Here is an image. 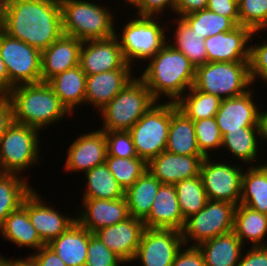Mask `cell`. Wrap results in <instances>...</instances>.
<instances>
[{"label":"cell","instance_id":"obj_14","mask_svg":"<svg viewBox=\"0 0 267 266\" xmlns=\"http://www.w3.org/2000/svg\"><path fill=\"white\" fill-rule=\"evenodd\" d=\"M79 66L86 75L115 69H133L125 60L116 35L106 39L83 41Z\"/></svg>","mask_w":267,"mask_h":266},{"label":"cell","instance_id":"obj_30","mask_svg":"<svg viewBox=\"0 0 267 266\" xmlns=\"http://www.w3.org/2000/svg\"><path fill=\"white\" fill-rule=\"evenodd\" d=\"M233 232L244 244L253 243L251 246H267V215L252 210L243 204H238L234 212Z\"/></svg>","mask_w":267,"mask_h":266},{"label":"cell","instance_id":"obj_12","mask_svg":"<svg viewBox=\"0 0 267 266\" xmlns=\"http://www.w3.org/2000/svg\"><path fill=\"white\" fill-rule=\"evenodd\" d=\"M210 157L203 159L200 169L207 199L227 201L237 206L241 197L242 166L224 161L214 163Z\"/></svg>","mask_w":267,"mask_h":266},{"label":"cell","instance_id":"obj_5","mask_svg":"<svg viewBox=\"0 0 267 266\" xmlns=\"http://www.w3.org/2000/svg\"><path fill=\"white\" fill-rule=\"evenodd\" d=\"M157 101L139 78L130 81L99 112L103 131H129Z\"/></svg>","mask_w":267,"mask_h":266},{"label":"cell","instance_id":"obj_44","mask_svg":"<svg viewBox=\"0 0 267 266\" xmlns=\"http://www.w3.org/2000/svg\"><path fill=\"white\" fill-rule=\"evenodd\" d=\"M107 156L119 158L138 157L129 131H105Z\"/></svg>","mask_w":267,"mask_h":266},{"label":"cell","instance_id":"obj_26","mask_svg":"<svg viewBox=\"0 0 267 266\" xmlns=\"http://www.w3.org/2000/svg\"><path fill=\"white\" fill-rule=\"evenodd\" d=\"M165 151L176 155H203L196 142L194 122L171 102V123Z\"/></svg>","mask_w":267,"mask_h":266},{"label":"cell","instance_id":"obj_10","mask_svg":"<svg viewBox=\"0 0 267 266\" xmlns=\"http://www.w3.org/2000/svg\"><path fill=\"white\" fill-rule=\"evenodd\" d=\"M236 205L227 201L207 200L204 208L185 220L182 229L184 246H198L204 241L233 231ZM195 242V243H194Z\"/></svg>","mask_w":267,"mask_h":266},{"label":"cell","instance_id":"obj_11","mask_svg":"<svg viewBox=\"0 0 267 266\" xmlns=\"http://www.w3.org/2000/svg\"><path fill=\"white\" fill-rule=\"evenodd\" d=\"M0 57L14 86L42 82L41 51L9 36L1 28Z\"/></svg>","mask_w":267,"mask_h":266},{"label":"cell","instance_id":"obj_43","mask_svg":"<svg viewBox=\"0 0 267 266\" xmlns=\"http://www.w3.org/2000/svg\"><path fill=\"white\" fill-rule=\"evenodd\" d=\"M125 263L94 234L89 239L85 266H120Z\"/></svg>","mask_w":267,"mask_h":266},{"label":"cell","instance_id":"obj_27","mask_svg":"<svg viewBox=\"0 0 267 266\" xmlns=\"http://www.w3.org/2000/svg\"><path fill=\"white\" fill-rule=\"evenodd\" d=\"M243 243L233 231L199 244L206 266H237L243 254Z\"/></svg>","mask_w":267,"mask_h":266},{"label":"cell","instance_id":"obj_8","mask_svg":"<svg viewBox=\"0 0 267 266\" xmlns=\"http://www.w3.org/2000/svg\"><path fill=\"white\" fill-rule=\"evenodd\" d=\"M40 131L14 122L0 139V173L23 174L40 159ZM33 164V166H32Z\"/></svg>","mask_w":267,"mask_h":266},{"label":"cell","instance_id":"obj_17","mask_svg":"<svg viewBox=\"0 0 267 266\" xmlns=\"http://www.w3.org/2000/svg\"><path fill=\"white\" fill-rule=\"evenodd\" d=\"M67 151L64 165L66 172H86L104 164L107 156L105 131L98 129L82 133L72 142Z\"/></svg>","mask_w":267,"mask_h":266},{"label":"cell","instance_id":"obj_13","mask_svg":"<svg viewBox=\"0 0 267 266\" xmlns=\"http://www.w3.org/2000/svg\"><path fill=\"white\" fill-rule=\"evenodd\" d=\"M182 247L185 248L181 231L145 228L133 262L138 260L142 266H171Z\"/></svg>","mask_w":267,"mask_h":266},{"label":"cell","instance_id":"obj_51","mask_svg":"<svg viewBox=\"0 0 267 266\" xmlns=\"http://www.w3.org/2000/svg\"><path fill=\"white\" fill-rule=\"evenodd\" d=\"M37 266H67L64 261L47 245L30 256Z\"/></svg>","mask_w":267,"mask_h":266},{"label":"cell","instance_id":"obj_58","mask_svg":"<svg viewBox=\"0 0 267 266\" xmlns=\"http://www.w3.org/2000/svg\"><path fill=\"white\" fill-rule=\"evenodd\" d=\"M6 0H0V9L5 5Z\"/></svg>","mask_w":267,"mask_h":266},{"label":"cell","instance_id":"obj_16","mask_svg":"<svg viewBox=\"0 0 267 266\" xmlns=\"http://www.w3.org/2000/svg\"><path fill=\"white\" fill-rule=\"evenodd\" d=\"M35 189L24 199L22 205L27 209L29 220L45 245L65 232L75 221L76 217L66 216L58 209L48 206L42 201L41 195Z\"/></svg>","mask_w":267,"mask_h":266},{"label":"cell","instance_id":"obj_54","mask_svg":"<svg viewBox=\"0 0 267 266\" xmlns=\"http://www.w3.org/2000/svg\"><path fill=\"white\" fill-rule=\"evenodd\" d=\"M8 266H37L35 261L30 257V255L28 257H26V259H22L20 257V259H9V264Z\"/></svg>","mask_w":267,"mask_h":266},{"label":"cell","instance_id":"obj_32","mask_svg":"<svg viewBox=\"0 0 267 266\" xmlns=\"http://www.w3.org/2000/svg\"><path fill=\"white\" fill-rule=\"evenodd\" d=\"M239 204L267 215V171L262 164L244 170Z\"/></svg>","mask_w":267,"mask_h":266},{"label":"cell","instance_id":"obj_33","mask_svg":"<svg viewBox=\"0 0 267 266\" xmlns=\"http://www.w3.org/2000/svg\"><path fill=\"white\" fill-rule=\"evenodd\" d=\"M259 136V137H258ZM260 127H241V130L228 131L222 136V149L226 147L234 158L253 166V161H257L258 138L260 137Z\"/></svg>","mask_w":267,"mask_h":266},{"label":"cell","instance_id":"obj_46","mask_svg":"<svg viewBox=\"0 0 267 266\" xmlns=\"http://www.w3.org/2000/svg\"><path fill=\"white\" fill-rule=\"evenodd\" d=\"M175 4L176 0H138L134 6L139 16L157 17L166 8L175 12Z\"/></svg>","mask_w":267,"mask_h":266},{"label":"cell","instance_id":"obj_55","mask_svg":"<svg viewBox=\"0 0 267 266\" xmlns=\"http://www.w3.org/2000/svg\"><path fill=\"white\" fill-rule=\"evenodd\" d=\"M260 134H261V139H265L267 141V112L266 111H261L260 112Z\"/></svg>","mask_w":267,"mask_h":266},{"label":"cell","instance_id":"obj_21","mask_svg":"<svg viewBox=\"0 0 267 266\" xmlns=\"http://www.w3.org/2000/svg\"><path fill=\"white\" fill-rule=\"evenodd\" d=\"M204 158V155L186 156L163 151L147 163V170L161 184L175 185L179 181L200 175Z\"/></svg>","mask_w":267,"mask_h":266},{"label":"cell","instance_id":"obj_39","mask_svg":"<svg viewBox=\"0 0 267 266\" xmlns=\"http://www.w3.org/2000/svg\"><path fill=\"white\" fill-rule=\"evenodd\" d=\"M181 18L204 39L221 32H229L238 26L232 18L221 16L207 8Z\"/></svg>","mask_w":267,"mask_h":266},{"label":"cell","instance_id":"obj_47","mask_svg":"<svg viewBox=\"0 0 267 266\" xmlns=\"http://www.w3.org/2000/svg\"><path fill=\"white\" fill-rule=\"evenodd\" d=\"M175 256L171 266H206L203 255L197 246H184Z\"/></svg>","mask_w":267,"mask_h":266},{"label":"cell","instance_id":"obj_2","mask_svg":"<svg viewBox=\"0 0 267 266\" xmlns=\"http://www.w3.org/2000/svg\"><path fill=\"white\" fill-rule=\"evenodd\" d=\"M140 79L159 102L161 95L176 103L194 84L195 66L167 42L152 58Z\"/></svg>","mask_w":267,"mask_h":266},{"label":"cell","instance_id":"obj_49","mask_svg":"<svg viewBox=\"0 0 267 266\" xmlns=\"http://www.w3.org/2000/svg\"><path fill=\"white\" fill-rule=\"evenodd\" d=\"M237 266H267V246H251Z\"/></svg>","mask_w":267,"mask_h":266},{"label":"cell","instance_id":"obj_48","mask_svg":"<svg viewBox=\"0 0 267 266\" xmlns=\"http://www.w3.org/2000/svg\"><path fill=\"white\" fill-rule=\"evenodd\" d=\"M207 9L221 16L232 18L240 25L238 0H208Z\"/></svg>","mask_w":267,"mask_h":266},{"label":"cell","instance_id":"obj_45","mask_svg":"<svg viewBox=\"0 0 267 266\" xmlns=\"http://www.w3.org/2000/svg\"><path fill=\"white\" fill-rule=\"evenodd\" d=\"M249 68L252 85L258 78L267 82V40L263 44H250Z\"/></svg>","mask_w":267,"mask_h":266},{"label":"cell","instance_id":"obj_7","mask_svg":"<svg viewBox=\"0 0 267 266\" xmlns=\"http://www.w3.org/2000/svg\"><path fill=\"white\" fill-rule=\"evenodd\" d=\"M161 18L138 15L136 19L133 18L125 24L121 36L115 31L123 56L129 65H135V59L149 60L168 42L165 32L170 26L165 24L162 27L159 23Z\"/></svg>","mask_w":267,"mask_h":266},{"label":"cell","instance_id":"obj_35","mask_svg":"<svg viewBox=\"0 0 267 266\" xmlns=\"http://www.w3.org/2000/svg\"><path fill=\"white\" fill-rule=\"evenodd\" d=\"M17 174L0 173V228L5 218L17 210L32 192L26 178Z\"/></svg>","mask_w":267,"mask_h":266},{"label":"cell","instance_id":"obj_56","mask_svg":"<svg viewBox=\"0 0 267 266\" xmlns=\"http://www.w3.org/2000/svg\"><path fill=\"white\" fill-rule=\"evenodd\" d=\"M0 255V266H8L9 258Z\"/></svg>","mask_w":267,"mask_h":266},{"label":"cell","instance_id":"obj_37","mask_svg":"<svg viewBox=\"0 0 267 266\" xmlns=\"http://www.w3.org/2000/svg\"><path fill=\"white\" fill-rule=\"evenodd\" d=\"M222 99L213 94L201 92L193 86L176 102L177 107L193 121L214 117Z\"/></svg>","mask_w":267,"mask_h":266},{"label":"cell","instance_id":"obj_1","mask_svg":"<svg viewBox=\"0 0 267 266\" xmlns=\"http://www.w3.org/2000/svg\"><path fill=\"white\" fill-rule=\"evenodd\" d=\"M0 28L42 52L63 35L60 0H8Z\"/></svg>","mask_w":267,"mask_h":266},{"label":"cell","instance_id":"obj_3","mask_svg":"<svg viewBox=\"0 0 267 266\" xmlns=\"http://www.w3.org/2000/svg\"><path fill=\"white\" fill-rule=\"evenodd\" d=\"M8 96L14 108V122L39 131L72 115L47 82L14 86Z\"/></svg>","mask_w":267,"mask_h":266},{"label":"cell","instance_id":"obj_29","mask_svg":"<svg viewBox=\"0 0 267 266\" xmlns=\"http://www.w3.org/2000/svg\"><path fill=\"white\" fill-rule=\"evenodd\" d=\"M0 234L20 248L25 246L38 251L45 246L36 228L31 224L28 211L23 205L5 218L4 224L0 228Z\"/></svg>","mask_w":267,"mask_h":266},{"label":"cell","instance_id":"obj_34","mask_svg":"<svg viewBox=\"0 0 267 266\" xmlns=\"http://www.w3.org/2000/svg\"><path fill=\"white\" fill-rule=\"evenodd\" d=\"M86 191L83 198L114 200L125 197V191L113 177L106 163L84 173Z\"/></svg>","mask_w":267,"mask_h":266},{"label":"cell","instance_id":"obj_6","mask_svg":"<svg viewBox=\"0 0 267 266\" xmlns=\"http://www.w3.org/2000/svg\"><path fill=\"white\" fill-rule=\"evenodd\" d=\"M250 86L249 61L206 62L196 67L193 87L222 100L243 95Z\"/></svg>","mask_w":267,"mask_h":266},{"label":"cell","instance_id":"obj_25","mask_svg":"<svg viewBox=\"0 0 267 266\" xmlns=\"http://www.w3.org/2000/svg\"><path fill=\"white\" fill-rule=\"evenodd\" d=\"M92 234L75 221L65 232L52 240L47 246L67 266H85L89 239Z\"/></svg>","mask_w":267,"mask_h":266},{"label":"cell","instance_id":"obj_31","mask_svg":"<svg viewBox=\"0 0 267 266\" xmlns=\"http://www.w3.org/2000/svg\"><path fill=\"white\" fill-rule=\"evenodd\" d=\"M161 182L148 170L125 191L129 215L144 220L150 213Z\"/></svg>","mask_w":267,"mask_h":266},{"label":"cell","instance_id":"obj_23","mask_svg":"<svg viewBox=\"0 0 267 266\" xmlns=\"http://www.w3.org/2000/svg\"><path fill=\"white\" fill-rule=\"evenodd\" d=\"M145 228L182 231L185 220L181 213L175 185L162 184L149 215L143 220Z\"/></svg>","mask_w":267,"mask_h":266},{"label":"cell","instance_id":"obj_22","mask_svg":"<svg viewBox=\"0 0 267 266\" xmlns=\"http://www.w3.org/2000/svg\"><path fill=\"white\" fill-rule=\"evenodd\" d=\"M82 41L63 34L41 52V78L48 82L54 76L79 65Z\"/></svg>","mask_w":267,"mask_h":266},{"label":"cell","instance_id":"obj_40","mask_svg":"<svg viewBox=\"0 0 267 266\" xmlns=\"http://www.w3.org/2000/svg\"><path fill=\"white\" fill-rule=\"evenodd\" d=\"M105 163L124 191L130 188L147 171V162L139 157L106 156Z\"/></svg>","mask_w":267,"mask_h":266},{"label":"cell","instance_id":"obj_38","mask_svg":"<svg viewBox=\"0 0 267 266\" xmlns=\"http://www.w3.org/2000/svg\"><path fill=\"white\" fill-rule=\"evenodd\" d=\"M175 188L184 220L204 208L208 199L200 175L177 182Z\"/></svg>","mask_w":267,"mask_h":266},{"label":"cell","instance_id":"obj_57","mask_svg":"<svg viewBox=\"0 0 267 266\" xmlns=\"http://www.w3.org/2000/svg\"><path fill=\"white\" fill-rule=\"evenodd\" d=\"M137 1L138 0H125V4L129 3V4H132L134 6Z\"/></svg>","mask_w":267,"mask_h":266},{"label":"cell","instance_id":"obj_24","mask_svg":"<svg viewBox=\"0 0 267 266\" xmlns=\"http://www.w3.org/2000/svg\"><path fill=\"white\" fill-rule=\"evenodd\" d=\"M132 69H115L103 73L87 75L85 104L99 111L104 108L130 81Z\"/></svg>","mask_w":267,"mask_h":266},{"label":"cell","instance_id":"obj_52","mask_svg":"<svg viewBox=\"0 0 267 266\" xmlns=\"http://www.w3.org/2000/svg\"><path fill=\"white\" fill-rule=\"evenodd\" d=\"M208 0H176L175 12L177 17L181 18L184 15H189L197 11L206 9Z\"/></svg>","mask_w":267,"mask_h":266},{"label":"cell","instance_id":"obj_18","mask_svg":"<svg viewBox=\"0 0 267 266\" xmlns=\"http://www.w3.org/2000/svg\"><path fill=\"white\" fill-rule=\"evenodd\" d=\"M144 229L142 220L130 216L123 222L103 227L93 234L127 264L135 258Z\"/></svg>","mask_w":267,"mask_h":266},{"label":"cell","instance_id":"obj_19","mask_svg":"<svg viewBox=\"0 0 267 266\" xmlns=\"http://www.w3.org/2000/svg\"><path fill=\"white\" fill-rule=\"evenodd\" d=\"M252 89L243 95L221 101L215 120L222 136L228 131L241 130V127H260L261 110L252 100Z\"/></svg>","mask_w":267,"mask_h":266},{"label":"cell","instance_id":"obj_41","mask_svg":"<svg viewBox=\"0 0 267 266\" xmlns=\"http://www.w3.org/2000/svg\"><path fill=\"white\" fill-rule=\"evenodd\" d=\"M240 25L253 32L267 29V0H238Z\"/></svg>","mask_w":267,"mask_h":266},{"label":"cell","instance_id":"obj_28","mask_svg":"<svg viewBox=\"0 0 267 266\" xmlns=\"http://www.w3.org/2000/svg\"><path fill=\"white\" fill-rule=\"evenodd\" d=\"M86 79L87 75L78 65L54 76L47 83L72 114L73 110L85 104Z\"/></svg>","mask_w":267,"mask_h":266},{"label":"cell","instance_id":"obj_4","mask_svg":"<svg viewBox=\"0 0 267 266\" xmlns=\"http://www.w3.org/2000/svg\"><path fill=\"white\" fill-rule=\"evenodd\" d=\"M63 34L79 40H99L115 35L113 13L86 0H60ZM113 15V16H112Z\"/></svg>","mask_w":267,"mask_h":266},{"label":"cell","instance_id":"obj_59","mask_svg":"<svg viewBox=\"0 0 267 266\" xmlns=\"http://www.w3.org/2000/svg\"><path fill=\"white\" fill-rule=\"evenodd\" d=\"M262 166H263V167L265 168V170L267 171V163L263 164Z\"/></svg>","mask_w":267,"mask_h":266},{"label":"cell","instance_id":"obj_9","mask_svg":"<svg viewBox=\"0 0 267 266\" xmlns=\"http://www.w3.org/2000/svg\"><path fill=\"white\" fill-rule=\"evenodd\" d=\"M171 102L154 104L129 130L139 158L147 163L166 149Z\"/></svg>","mask_w":267,"mask_h":266},{"label":"cell","instance_id":"obj_53","mask_svg":"<svg viewBox=\"0 0 267 266\" xmlns=\"http://www.w3.org/2000/svg\"><path fill=\"white\" fill-rule=\"evenodd\" d=\"M13 87L14 85L9 80L6 65L0 57V95H9Z\"/></svg>","mask_w":267,"mask_h":266},{"label":"cell","instance_id":"obj_42","mask_svg":"<svg viewBox=\"0 0 267 266\" xmlns=\"http://www.w3.org/2000/svg\"><path fill=\"white\" fill-rule=\"evenodd\" d=\"M194 122L196 142L200 152L206 157L211 150H219L222 144V134L216 123L215 116Z\"/></svg>","mask_w":267,"mask_h":266},{"label":"cell","instance_id":"obj_20","mask_svg":"<svg viewBox=\"0 0 267 266\" xmlns=\"http://www.w3.org/2000/svg\"><path fill=\"white\" fill-rule=\"evenodd\" d=\"M76 221L91 233L130 217L125 197L114 200L83 198ZM85 208V209H84Z\"/></svg>","mask_w":267,"mask_h":266},{"label":"cell","instance_id":"obj_50","mask_svg":"<svg viewBox=\"0 0 267 266\" xmlns=\"http://www.w3.org/2000/svg\"><path fill=\"white\" fill-rule=\"evenodd\" d=\"M14 123V108L8 95H0V139Z\"/></svg>","mask_w":267,"mask_h":266},{"label":"cell","instance_id":"obj_36","mask_svg":"<svg viewBox=\"0 0 267 266\" xmlns=\"http://www.w3.org/2000/svg\"><path fill=\"white\" fill-rule=\"evenodd\" d=\"M177 24L173 43L170 45L182 52L196 67L207 62L204 38L193 30L182 18H176Z\"/></svg>","mask_w":267,"mask_h":266},{"label":"cell","instance_id":"obj_15","mask_svg":"<svg viewBox=\"0 0 267 266\" xmlns=\"http://www.w3.org/2000/svg\"><path fill=\"white\" fill-rule=\"evenodd\" d=\"M250 28L238 25L229 32H221L204 40L207 62H238L250 60V45L253 35Z\"/></svg>","mask_w":267,"mask_h":266}]
</instances>
